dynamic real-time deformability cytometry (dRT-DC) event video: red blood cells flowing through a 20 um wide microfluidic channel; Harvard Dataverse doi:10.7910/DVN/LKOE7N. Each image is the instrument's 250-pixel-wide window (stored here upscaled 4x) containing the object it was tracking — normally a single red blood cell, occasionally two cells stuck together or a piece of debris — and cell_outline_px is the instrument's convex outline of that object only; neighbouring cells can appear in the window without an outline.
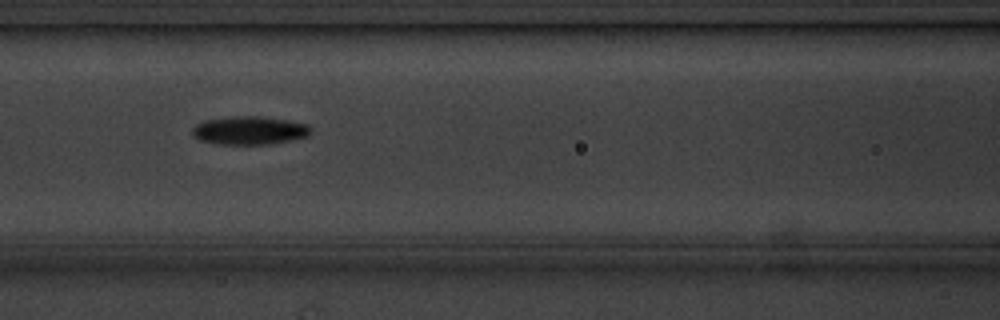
{"species": "common noctule bat (a hibernating species)", "species_latin": "Nyctalus noctula", "temperature_condition": "cold", "stored_images_in_passage": 9, "camera_frame_rate_fps": 3000, "um_per_image_px": 0.085, "animal": {"sex": "male", "body_mass_g": 20.1, "forearm_length_mm": 53.5}, "frame": {"image": 1, "passage_image": 7, "time_ms": 7.0, "image_size_px": [1000, 320], "cell_outline_px": [[312, 132], [308, 136], [268, 144], [216, 144], [200, 140], [192, 136], [192, 128], [196, 124], [204, 120], [236, 116], [260, 116], [288, 120], [308, 124], [312, 128]], "centroid_in_image_um": [21.19, 11.08], "position_along_channel_um": 145.4, "area_um2": 19.59}}